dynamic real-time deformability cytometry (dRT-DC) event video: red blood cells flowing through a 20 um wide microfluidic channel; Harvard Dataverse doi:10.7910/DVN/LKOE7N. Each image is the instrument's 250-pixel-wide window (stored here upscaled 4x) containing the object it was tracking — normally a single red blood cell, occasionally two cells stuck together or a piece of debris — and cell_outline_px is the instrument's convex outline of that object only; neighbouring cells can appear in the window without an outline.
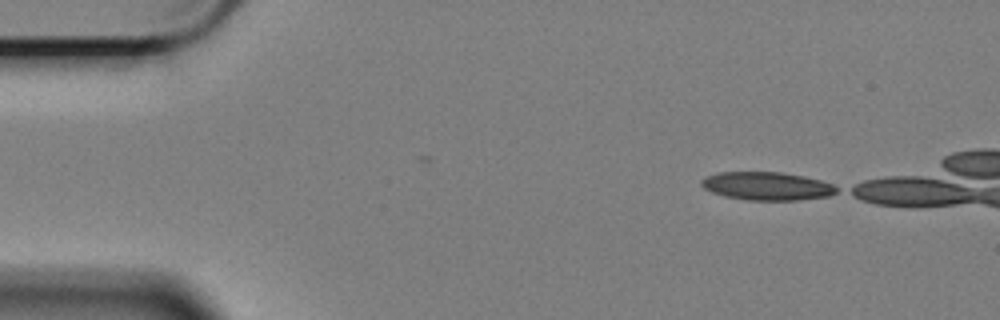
{"species": "Egyptian fruit bat (a non-hibernating species)", "species_latin": "Rousettus aegyptiacus", "temperature_condition": "cold", "stored_images_in_passage": 13, "camera_frame_rate_fps": 3000, "um_per_image_px": 0.085, "animal": {"sex": "female"}, "frame": {"image": 1, "passage_image": 1, "time_ms": 0.0, "image_size_px": [1000, 320], "cell_outline_px": [[840, 188], [836, 192], [828, 196], [796, 200], [748, 200], [728, 196], [712, 192], [704, 188], [700, 184], [700, 180], [716, 172], [780, 172], [804, 176], [820, 180], [832, 184]], "centroid_in_image_um": [65.2, 15.81], "position_along_channel_um": 19.8, "area_um2": 22.08}}
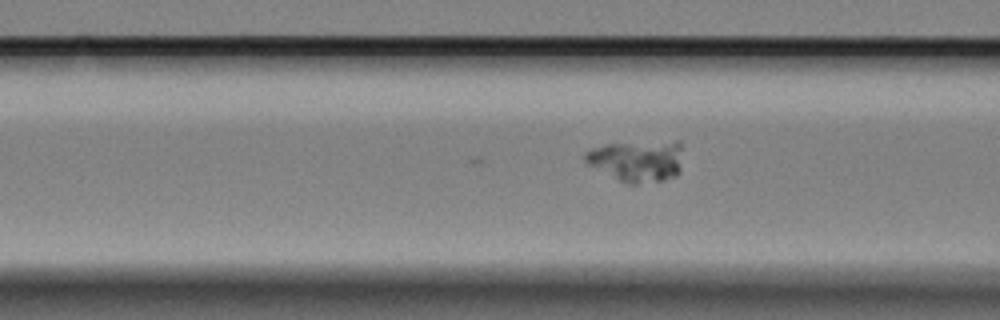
{"frame": {"image": 2, "passage_image": 13, "time_ms": 4.0, "image_size_px": [1000, 320], "cell_outline_px": [[680, 172], [676, 176], [664, 180], [636, 184], [628, 184], [588, 164], [584, 160], [584, 152], [592, 148], [604, 144], [676, 140], [680, 140]], "centroid_in_image_um": [54.16, 13.65], "position_along_channel_um": 112.4, "area_um2": 23.64}}